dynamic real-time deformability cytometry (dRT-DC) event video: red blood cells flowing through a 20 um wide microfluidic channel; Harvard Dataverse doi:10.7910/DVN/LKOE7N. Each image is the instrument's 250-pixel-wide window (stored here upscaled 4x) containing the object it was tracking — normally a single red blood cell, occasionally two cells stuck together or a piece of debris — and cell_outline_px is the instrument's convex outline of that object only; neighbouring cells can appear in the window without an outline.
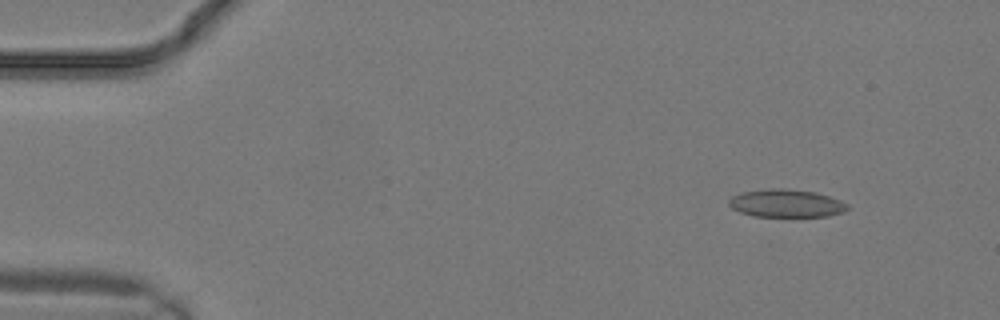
{"species": "common noctule bat (a hibernating species)", "species_latin": "Nyctalus noctula", "temperature_condition": "warm", "stored_images_in_passage": 9, "camera_frame_rate_fps": 3000, "um_per_image_px": 0.085, "animal": {"sex": "male", "body_mass_g": 19.2, "forearm_length_mm": 51.8}, "frame": {"image": 1, "passage_image": 3, "time_ms": 0.667, "image_size_px": [1000, 320], "cell_outline_px": [[848, 208], [844, 212], [828, 216], [752, 216], [740, 212], [732, 208], [728, 204], [728, 200], [732, 196], [740, 192], [768, 188], [788, 188], [816, 192], [840, 200], [848, 204]], "centroid_in_image_um": [66.81, 17.27], "position_along_channel_um": 18.2, "area_um2": 19.42}}